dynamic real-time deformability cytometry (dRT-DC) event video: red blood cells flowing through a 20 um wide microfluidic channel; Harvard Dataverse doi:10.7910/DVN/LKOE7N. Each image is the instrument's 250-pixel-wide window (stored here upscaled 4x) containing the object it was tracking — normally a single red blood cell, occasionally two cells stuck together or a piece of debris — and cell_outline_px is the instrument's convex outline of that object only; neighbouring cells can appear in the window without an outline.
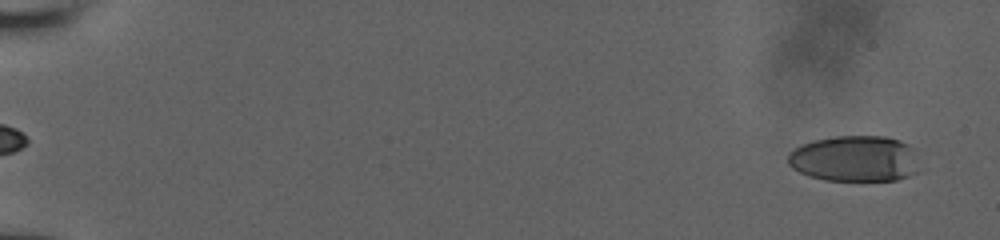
{"species": "human", "species_latin": "Homo sapiens", "temperature_condition": "room temperature", "stored_images_in_passage": 56, "camera_frame_rate_fps": 3000, "um_per_image_px": 0.085, "donor": {"sex": "male"}, "frame": {"image": 1, "passage_image": 3, "time_ms": 0.667, "image_size_px": [1000, 240], "cell_outline_px": [[916, 172], [908, 176], [896, 180], [824, 180], [808, 176], [792, 168], [788, 164], [788, 152], [800, 144], [812, 140], [836, 136], [888, 136], [900, 140], [908, 144], [912, 148]], "centroid_in_image_um": [72.57, 13.47], "position_along_channel_um": 12.4, "area_um2": 35.2}}
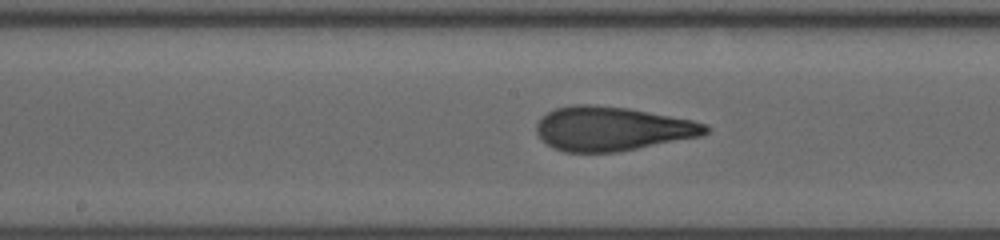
{"frame": {"image": 2, "passage_image": 32, "time_ms": 10.333, "image_size_px": [1000, 240], "cell_outline_px": [[708, 132], [700, 136], [616, 152], [564, 152], [552, 148], [536, 132], [536, 124], [548, 112], [556, 108], [572, 104], [592, 104], [628, 108], [692, 120], [708, 124]], "centroid_in_image_um": [52.01, 10.93], "position_along_channel_um": 196.2, "area_um2": 43.18}}
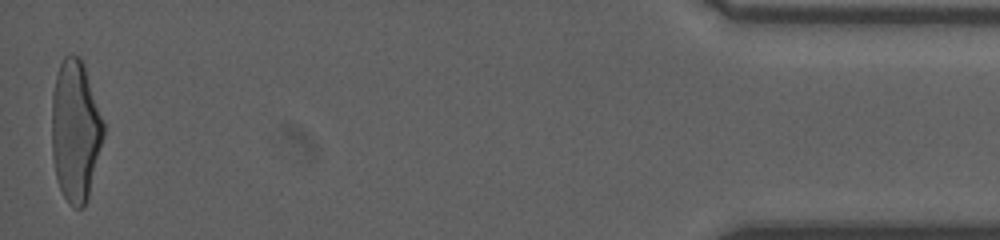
{"frame": {"image": 3, "passage_image": 56, "time_ms": 18.333, "image_size_px": [1000, 240], "cell_outline_px": [[104, 136], [88, 196], [84, 208], [72, 208], [68, 204], [60, 188], [56, 176], [52, 156], [52, 92], [56, 76], [60, 64], [64, 56], [80, 56], [84, 64], [104, 124]], "centroid_in_image_um": [6.4, 11.14], "position_along_channel_um": 428.8, "area_um2": 42.43}, "authors_computed_cell_mechanics": {"area_um2": 42.0784, "velocity_mm_per_s": 3.9149, "shape_relaxation_time_tau1_ms": 6.4565, "shape_relaxation_time_tau2_ms": 1.0399, "deformation_change_tau1": 0.2286, "deformation_change_tau2": 0.0962}}